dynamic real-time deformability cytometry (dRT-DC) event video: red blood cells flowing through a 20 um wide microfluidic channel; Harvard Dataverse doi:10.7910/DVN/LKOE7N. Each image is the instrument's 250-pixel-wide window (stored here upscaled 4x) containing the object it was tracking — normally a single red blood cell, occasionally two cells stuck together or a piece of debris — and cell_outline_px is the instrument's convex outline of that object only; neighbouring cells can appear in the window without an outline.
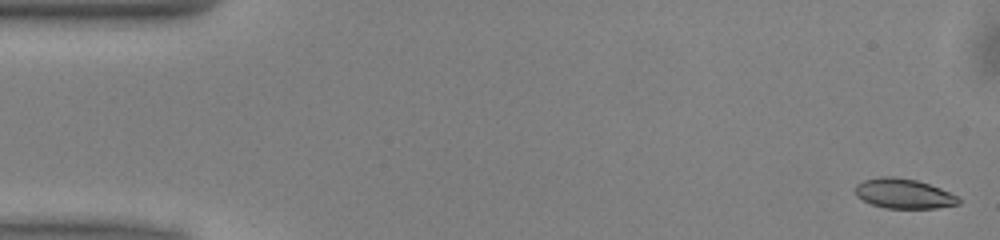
{"species": "common noctule bat (a hibernating species)", "species_latin": "Nyctalus noctula", "temperature_condition": "warm", "stored_images_in_passage": 51, "camera_frame_rate_fps": 3000, "um_per_image_px": 0.085, "animal": {"sex": "male", "body_mass_g": 13.0, "forearm_length_mm": 53.1}, "frame": {"image": 1, "passage_image": 1, "time_ms": 0.0, "image_size_px": [1000, 240], "cell_outline_px": [[960, 204], [936, 208], [884, 208], [872, 204], [856, 196], [856, 184], [864, 180], [884, 176], [892, 176], [916, 180], [940, 188], [956, 196], [960, 200]], "centroid_in_image_um": [76.81, 16.46], "position_along_channel_um": 8.2, "area_um2": 17.74}}
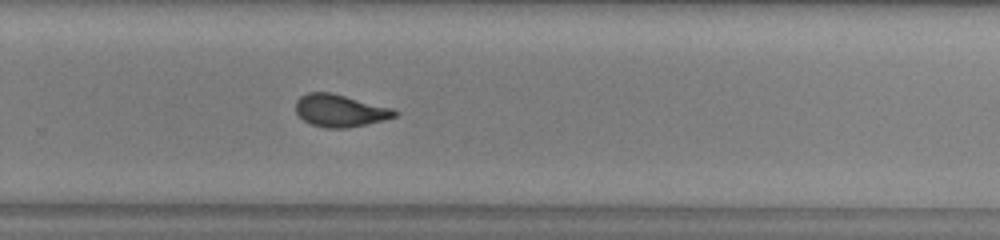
{"frame": {"image": 2, "passage_image": 33, "time_ms": 10.667, "image_size_px": [1000, 240], "cell_outline_px": [[400, 112], [396, 116], [384, 120], [344, 128], [328, 128], [312, 124], [304, 120], [296, 112], [296, 100], [300, 96], [308, 92], [332, 92], [392, 108]], "centroid_in_image_um": [28.9, 9.38], "position_along_channel_um": 300.9, "area_um2": 18.55}}
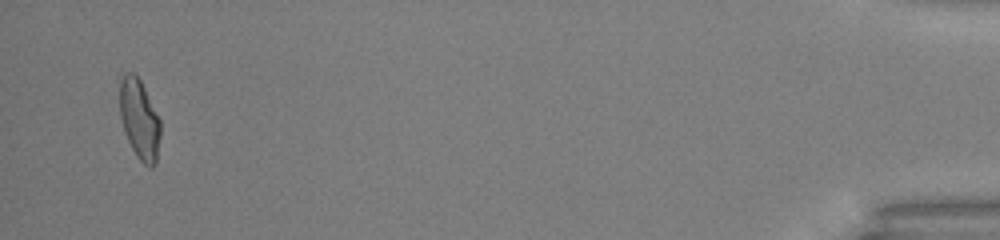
{"frame": {"image": 3, "passage_image": 49, "time_ms": 16.0, "image_size_px": [1000, 240], "cell_outline_px": [[160, 136], [156, 164], [152, 168], [148, 168], [136, 156], [124, 132], [120, 116], [120, 80], [124, 72], [132, 72], [140, 80], [160, 120]], "centroid_in_image_um": [11.85, 10.17], "position_along_channel_um": 423.4, "area_um2": 18.9}, "authors_computed_cell_mechanics": {"area_um2": 18.6694, "velocity_mm_per_s": 4.0103, "shape_relaxation_time_tau1_ms": 4.7949, "shape_relaxation_time_tau2_ms": 1.3659, "deformation_change_tau1": 0.1735, "deformation_change_tau2": 0.0725}}